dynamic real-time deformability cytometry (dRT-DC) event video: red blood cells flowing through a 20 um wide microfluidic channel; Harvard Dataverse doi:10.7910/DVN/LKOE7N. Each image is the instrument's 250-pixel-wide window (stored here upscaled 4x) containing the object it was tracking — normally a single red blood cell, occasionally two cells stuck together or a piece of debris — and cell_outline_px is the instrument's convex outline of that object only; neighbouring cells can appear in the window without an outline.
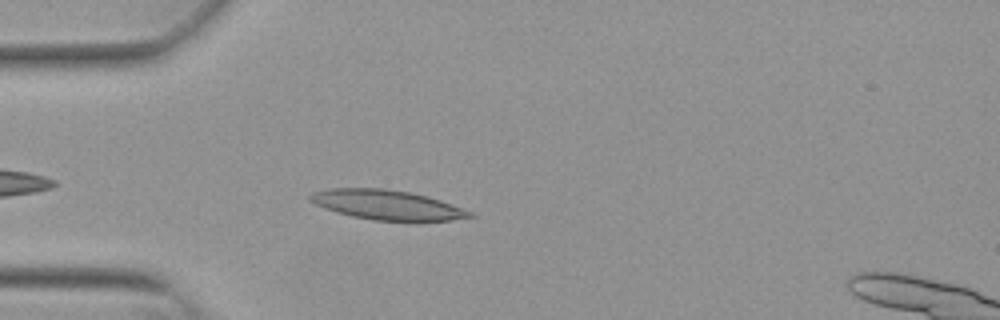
{"species": "Egyptian fruit bat (a non-hibernating species)", "species_latin": "Rousettus aegyptiacus", "temperature_condition": "warm", "stored_images_in_passage": 38, "camera_frame_rate_fps": 3000, "um_per_image_px": 0.085, "animal": {"sex": "female"}, "frame": {"image": 1, "passage_image": 5, "time_ms": 1.333, "image_size_px": [1000, 320], "cell_outline_px": [[476, 216], [452, 220], [416, 224], [372, 220], [352, 216], [336, 212], [324, 208], [308, 200], [308, 196], [312, 192], [328, 188], [384, 188], [412, 192], [428, 196], [440, 200], [472, 212]], "centroid_in_image_um": [32.94, 17.45], "position_along_channel_um": 52.1, "area_um2": 28.67}}
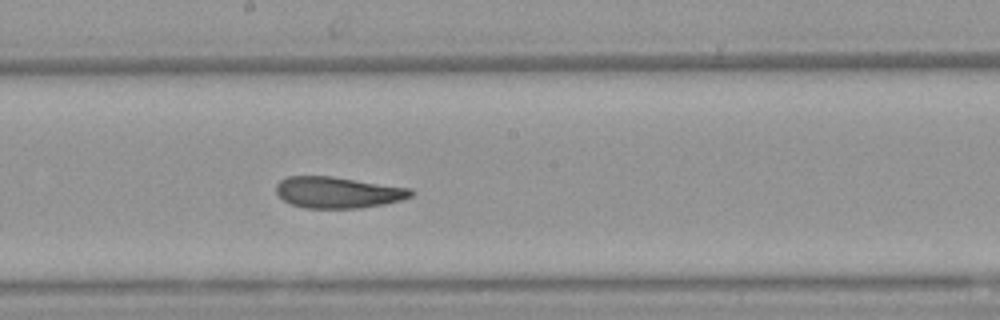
{"frame": {"image": 2, "passage_image": 19, "time_ms": 6.0, "image_size_px": [1000, 320], "cell_outline_px": [[416, 192], [412, 196], [400, 200], [384, 204], [360, 208], [304, 208], [288, 204], [276, 192], [276, 184], [280, 180], [288, 176], [332, 176], [412, 188]], "centroid_in_image_um": [28.73, 16.35], "position_along_channel_um": 219.5, "area_um2": 24.8}}
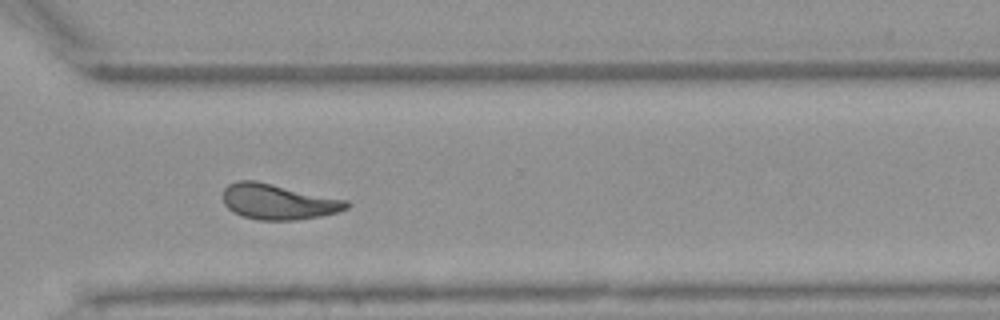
{"frame": {"image": 3, "passage_image": 29, "time_ms": 9.333, "image_size_px": [1000, 320], "cell_outline_px": [[352, 204], [348, 208], [336, 212], [320, 216], [296, 220], [260, 220], [244, 216], [232, 212], [224, 204], [220, 196], [224, 188], [228, 184], [236, 180], [256, 180], [348, 200]], "centroid_in_image_um": [23.61, 17.13], "position_along_channel_um": 347.0, "area_um2": 25.89}, "authors_computed_cell_mechanics": {"area_um2": 25.2297, "velocity_mm_per_s": 3.8201, "shape_relaxation_time_tau1_ms": 8.0621, "shape_relaxation_time_tau2_ms": 2.9785, "deformation_change_tau1": 0.2386, "deformation_change_tau2": 0.0915}}